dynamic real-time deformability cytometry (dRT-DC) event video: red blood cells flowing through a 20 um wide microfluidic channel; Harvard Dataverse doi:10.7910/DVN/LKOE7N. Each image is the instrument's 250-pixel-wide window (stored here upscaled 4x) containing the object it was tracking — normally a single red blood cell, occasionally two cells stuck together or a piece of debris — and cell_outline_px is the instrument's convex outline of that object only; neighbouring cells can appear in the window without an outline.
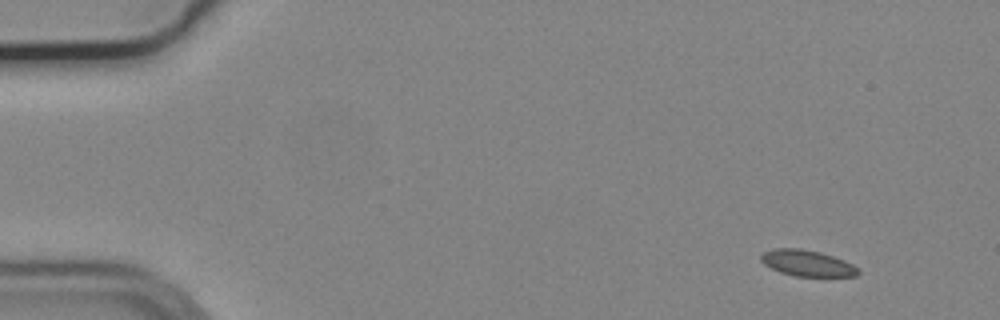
{"species": "common noctule bat (a hibernating species)", "species_latin": "Nyctalus noctula", "temperature_condition": "cold", "stored_images_in_passage": 52, "camera_frame_rate_fps": 3000, "um_per_image_px": 0.085, "animal": {"sex": "male", "body_mass_g": 19.2, "forearm_length_mm": 51.8}, "frame": {"image": 1, "passage_image": 1, "time_ms": 0.0, "image_size_px": [1000, 320], "cell_outline_px": [[860, 272], [856, 276], [796, 276], [780, 272], [764, 264], [760, 260], [760, 256], [764, 252], [772, 248], [800, 248], [820, 252], [844, 260], [852, 264]], "centroid_in_image_um": [68.58, 22.36], "position_along_channel_um": 16.4, "area_um2": 14.68}}
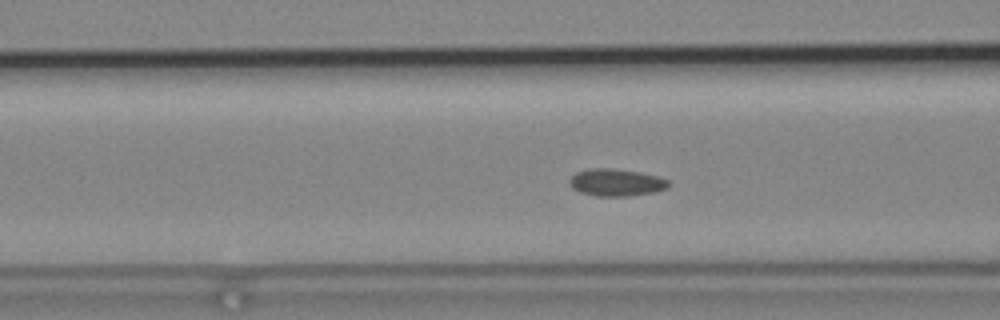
{"frame": {"image": 2, "passage_image": 18, "time_ms": 5.667, "image_size_px": [1000, 320], "cell_outline_px": [[672, 184], [668, 188], [652, 192], [628, 196], [596, 196], [580, 192], [572, 188], [568, 184], [568, 180], [576, 172], [592, 168], [612, 168], [640, 172], [656, 176], [668, 180]], "centroid_in_image_um": [52.36, 15.51], "position_along_channel_um": 114.2, "area_um2": 15.78}}
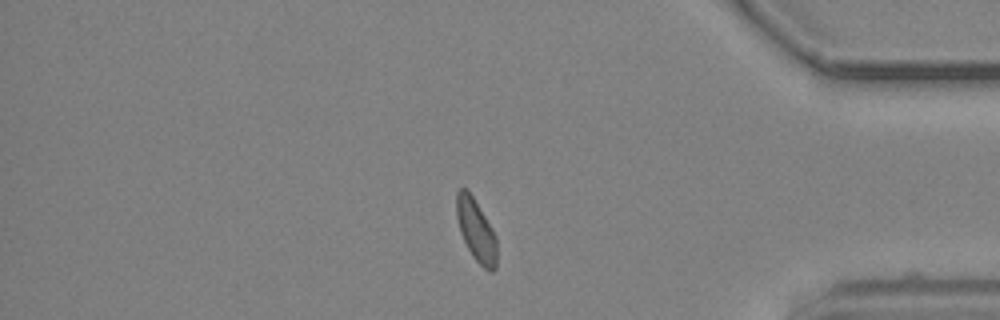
{"frame": {"image": 3, "passage_image": 43, "time_ms": 14.0, "image_size_px": [1000, 320], "cell_outline_px": [[496, 268], [492, 272], [488, 272], [472, 256], [460, 232], [456, 216], [456, 192], [460, 188], [468, 188], [492, 228], [496, 236]], "centroid_in_image_um": [40.46, 19.55], "position_along_channel_um": 394.7, "area_um2": 14.68}, "authors_computed_cell_mechanics": {"area_um2": 15.028, "velocity_mm_per_s": 3.7084, "shape_relaxation_time_tau1_ms": 7.3128, "shape_relaxation_time_tau2_ms": 8.9767, "deformation_change_tau1": 0.0934, "deformation_change_tau2": 0.0809}}